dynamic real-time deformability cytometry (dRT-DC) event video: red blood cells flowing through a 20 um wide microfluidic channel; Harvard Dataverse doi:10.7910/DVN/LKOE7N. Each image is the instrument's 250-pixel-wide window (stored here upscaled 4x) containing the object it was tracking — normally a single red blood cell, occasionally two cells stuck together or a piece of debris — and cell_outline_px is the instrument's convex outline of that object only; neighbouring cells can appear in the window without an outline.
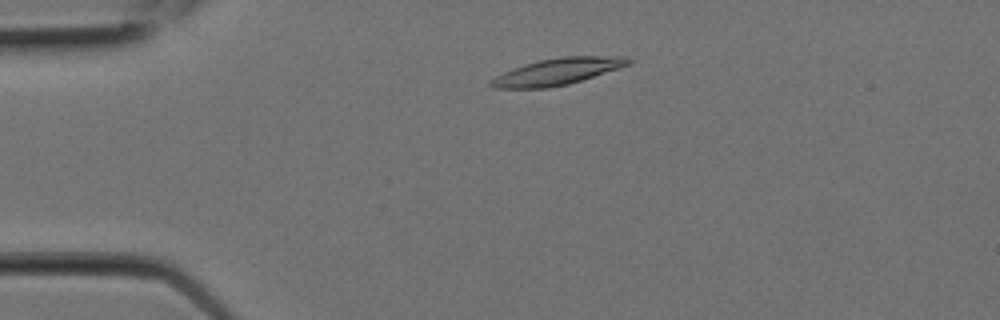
{"species": "Egyptian fruit bat (a non-hibernating species)", "species_latin": "Rousettus aegyptiacus", "temperature_condition": "room temperature", "stored_images_in_passage": 6, "camera_frame_rate_fps": 3000, "um_per_image_px": 0.085, "animal": {"sex": "female"}, "frame": {"image": 1, "passage_image": 1, "time_ms": 0.0, "image_size_px": [1000, 320], "cell_outline_px": [[632, 64], [568, 84], [548, 88], [492, 88], [488, 84], [488, 80], [504, 72], [540, 60], [564, 56], [628, 56], [632, 60]], "centroid_in_image_um": [47.41, 6.08], "position_along_channel_um": 37.6, "area_um2": 21.15}}
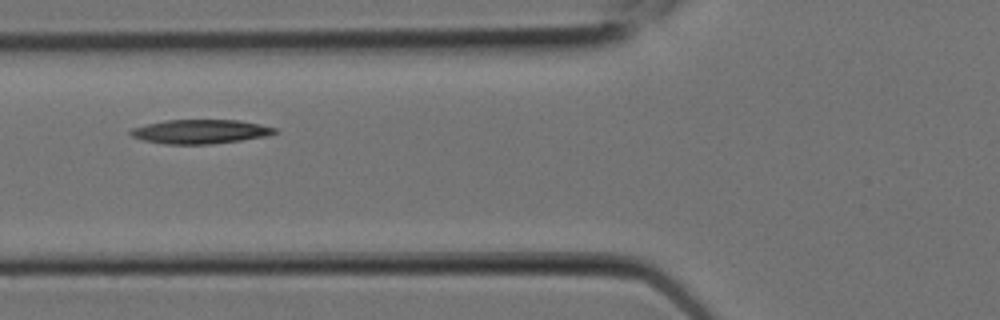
{"frame": {"image": 2, "passage_image": 4, "time_ms": 1.0, "image_size_px": [1000, 320], "cell_outline_px": [[276, 132], [268, 136], [212, 144], [164, 144], [144, 140], [132, 136], [128, 132], [132, 128], [164, 120], [236, 120], [260, 124], [276, 128]], "centroid_in_image_um": [17.02, 11.18], "position_along_channel_um": 108.8, "area_um2": 20.11}}
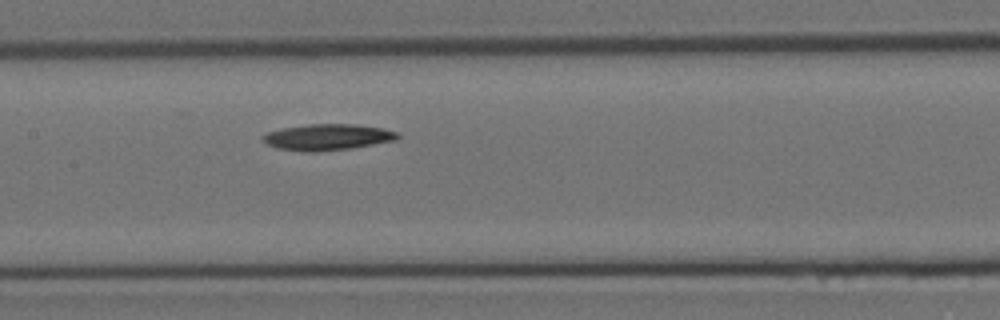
{"frame": {"image": 3, "passage_image": 6, "time_ms": 1.667, "image_size_px": [1000, 320], "cell_outline_px": [[400, 136], [396, 140], [352, 148], [316, 152], [304, 152], [276, 148], [268, 144], [260, 136], [268, 132], [284, 128], [308, 124], [356, 124], [384, 128], [396, 132]], "centroid_in_image_um": [27.85, 11.66], "position_along_channel_um": 179.6, "area_um2": 20.58}}